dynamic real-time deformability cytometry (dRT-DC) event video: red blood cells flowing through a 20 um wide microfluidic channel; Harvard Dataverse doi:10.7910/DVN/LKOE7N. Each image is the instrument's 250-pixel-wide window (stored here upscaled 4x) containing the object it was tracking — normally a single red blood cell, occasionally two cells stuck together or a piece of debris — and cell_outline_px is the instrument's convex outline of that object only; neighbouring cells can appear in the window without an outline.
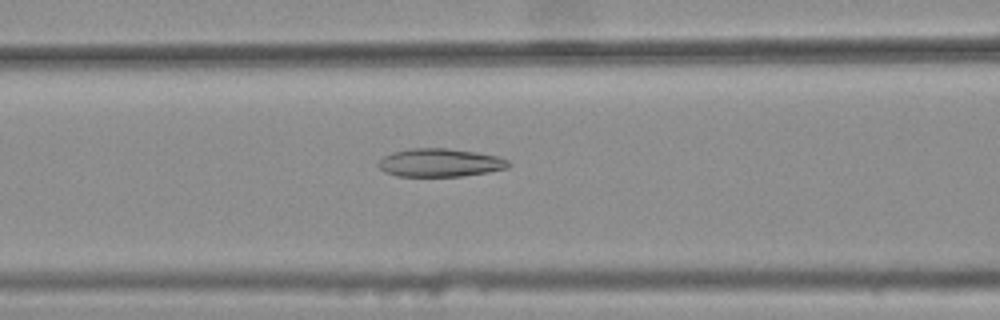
{"species": "common noctule bat (a hibernating species)", "species_latin": "Nyctalus noctula", "temperature_condition": "warm", "stored_images_in_passage": 47, "camera_frame_rate_fps": 3000, "um_per_image_px": 0.085, "animal": {"sex": "female", "body_mass_g": 25.1}, "frame": {"image": 1, "passage_image": 22, "time_ms": 7.0, "image_size_px": [1000, 320], "cell_outline_px": [[512, 164], [508, 168], [488, 172], [464, 176], [396, 176], [384, 172], [376, 164], [384, 156], [392, 152], [408, 148], [448, 148], [476, 152], [496, 156], [508, 160]], "centroid_in_image_um": [37.39, 13.83], "position_along_channel_um": 129.2, "area_um2": 21.56}}
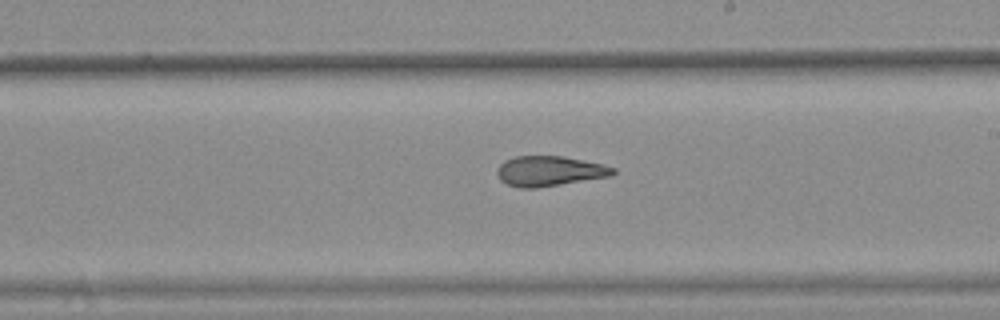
{"frame": {"image": 2, "passage_image": 31, "time_ms": 10.0, "image_size_px": [1000, 320], "cell_outline_px": [[616, 172], [612, 176], [536, 188], [520, 188], [508, 184], [500, 180], [496, 172], [496, 168], [504, 160], [516, 156], [564, 156], [604, 164], [616, 168]], "centroid_in_image_um": [46.72, 14.53], "position_along_channel_um": 242.3, "area_um2": 20.52}}
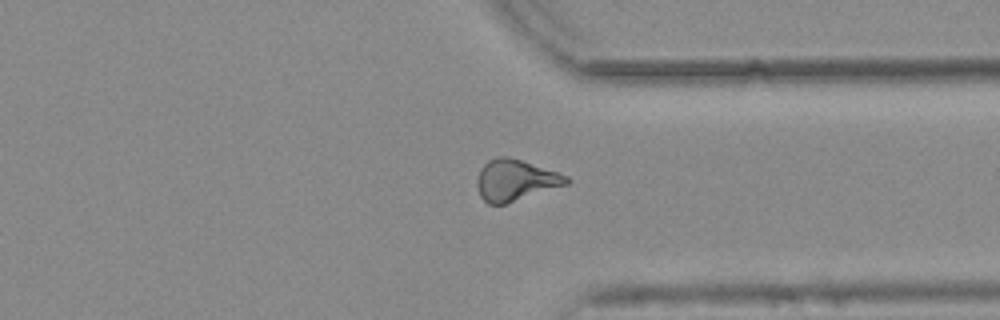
{"frame": {"image": 3, "passage_image": 41, "time_ms": 13.333, "image_size_px": [1000, 320], "cell_outline_px": [[572, 180], [568, 184], [504, 204], [488, 204], [480, 196], [476, 184], [476, 180], [480, 168], [488, 160], [496, 156], [508, 156], [560, 172], [568, 176]], "centroid_in_image_um": [43.81, 15.3], "position_along_channel_um": 367.6, "area_um2": 21.62}, "authors_computed_cell_mechanics": {"area_um2": 21.5016, "velocity_mm_per_s": 3.7798, "shape_relaxation_time_tau1_ms": null, "shape_relaxation_time_tau2_ms": 3.2854, "deformation_change_tau1": null, "deformation_change_tau2": 0.1254}}